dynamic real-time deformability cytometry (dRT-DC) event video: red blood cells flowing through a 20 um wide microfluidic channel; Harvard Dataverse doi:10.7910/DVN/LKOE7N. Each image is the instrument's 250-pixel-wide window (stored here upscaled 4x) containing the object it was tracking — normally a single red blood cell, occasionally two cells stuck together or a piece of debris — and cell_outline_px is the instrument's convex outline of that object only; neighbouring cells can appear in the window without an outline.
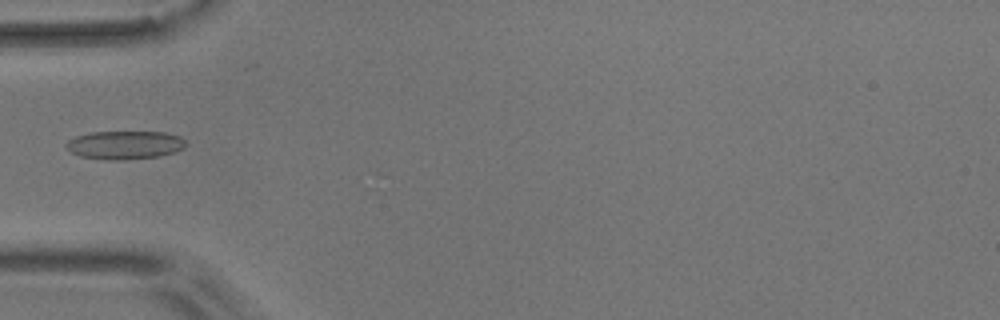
{"species": "common noctule bat (a hibernating species)", "species_latin": "Nyctalus noctula", "temperature_condition": "room temperature", "stored_images_in_passage": 7, "camera_frame_rate_fps": 3000, "um_per_image_px": 0.085, "animal": {"sex": "male", "body_mass_g": 17.9}, "frame": {"image": 1, "passage_image": 5, "time_ms": 4.667, "image_size_px": [1000, 320], "cell_outline_px": [[184, 148], [176, 152], [156, 156], [124, 160], [108, 160], [80, 156], [64, 148], [64, 144], [68, 140], [76, 136], [92, 132], [164, 132], [180, 136], [184, 140]], "centroid_in_image_um": [10.57, 12.32], "position_along_channel_um": 74.4, "area_um2": 19.77}}
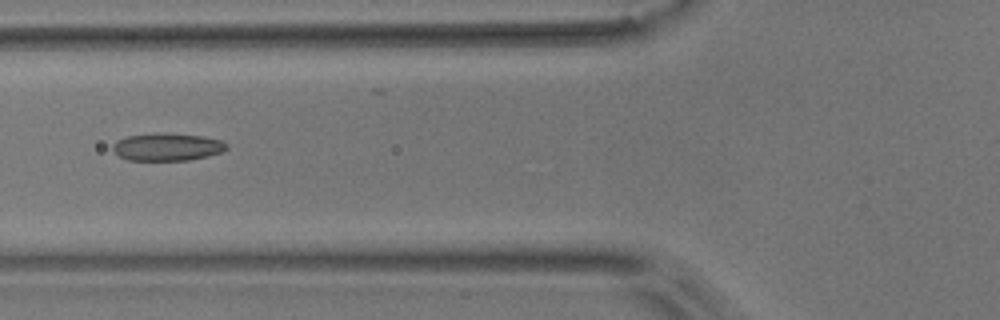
{"frame": {"image": 2, "passage_image": 6, "time_ms": 5.667, "image_size_px": [1000, 320], "cell_outline_px": [[228, 148], [220, 152], [208, 156], [188, 160], [128, 160], [120, 156], [112, 148], [112, 144], [116, 140], [128, 136], [156, 132], [164, 132], [204, 136], [220, 140], [228, 144]], "centroid_in_image_um": [14.21, 12.47], "position_along_channel_um": 111.6, "area_um2": 18.44}}
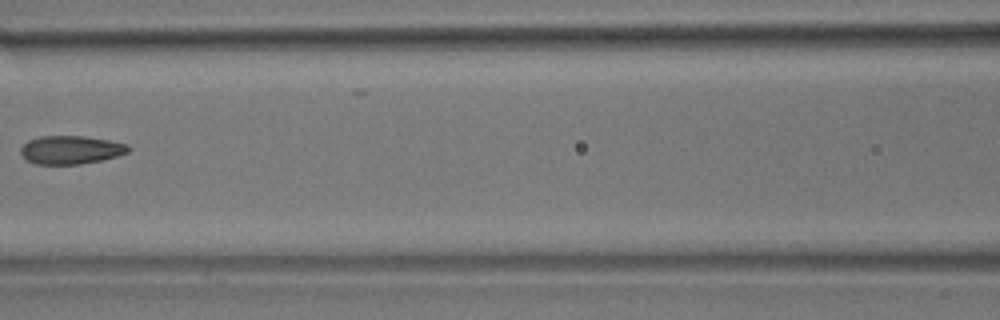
{"frame": {"image": 3, "passage_image": 7, "time_ms": 7.0, "image_size_px": [1000, 320], "cell_outline_px": [[132, 148], [128, 152], [116, 156], [100, 160], [80, 164], [36, 164], [24, 160], [20, 152], [20, 148], [28, 140], [40, 136], [84, 136], [108, 140], [128, 144]], "centroid_in_image_um": [5.99, 12.74], "position_along_channel_um": 160.6, "area_um2": 17.86}}